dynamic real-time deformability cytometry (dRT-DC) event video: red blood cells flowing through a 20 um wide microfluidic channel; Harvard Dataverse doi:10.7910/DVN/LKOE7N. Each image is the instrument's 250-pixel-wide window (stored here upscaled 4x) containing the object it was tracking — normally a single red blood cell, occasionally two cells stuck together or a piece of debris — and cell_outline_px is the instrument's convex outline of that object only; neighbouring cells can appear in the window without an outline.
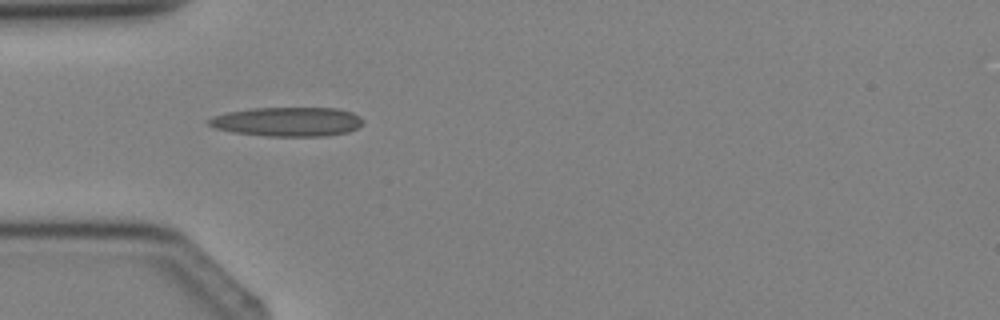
{"species": "Egyptian fruit bat (a non-hibernating species)", "species_latin": "Rousettus aegyptiacus", "temperature_condition": "cold", "stored_images_in_passage": 5, "camera_frame_rate_fps": 3000, "um_per_image_px": 0.085, "animal": {"sex": "female"}, "frame": {"image": 1, "passage_image": 4, "time_ms": 4.333, "image_size_px": [1000, 320], "cell_outline_px": [[364, 124], [348, 132], [328, 136], [264, 136], [232, 132], [216, 128], [208, 124], [208, 120], [216, 116], [228, 112], [252, 108], [336, 108], [352, 112], [360, 116], [364, 120]], "centroid_in_image_um": [24.5, 10.35], "position_along_channel_um": 60.5, "area_um2": 26.3}}
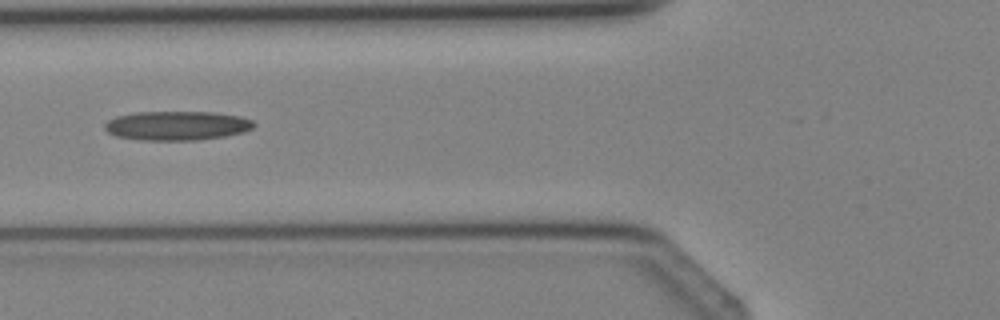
{"frame": {"image": 2, "passage_image": 5, "time_ms": 5.333, "image_size_px": [1000, 320], "cell_outline_px": [[256, 124], [252, 128], [244, 132], [224, 136], [196, 140], [140, 140], [116, 136], [108, 132], [104, 128], [104, 124], [108, 120], [116, 116], [136, 112], [212, 112], [240, 116], [252, 120]], "centroid_in_image_um": [15.03, 10.68], "position_along_channel_um": 110.8, "area_um2": 25.37}}